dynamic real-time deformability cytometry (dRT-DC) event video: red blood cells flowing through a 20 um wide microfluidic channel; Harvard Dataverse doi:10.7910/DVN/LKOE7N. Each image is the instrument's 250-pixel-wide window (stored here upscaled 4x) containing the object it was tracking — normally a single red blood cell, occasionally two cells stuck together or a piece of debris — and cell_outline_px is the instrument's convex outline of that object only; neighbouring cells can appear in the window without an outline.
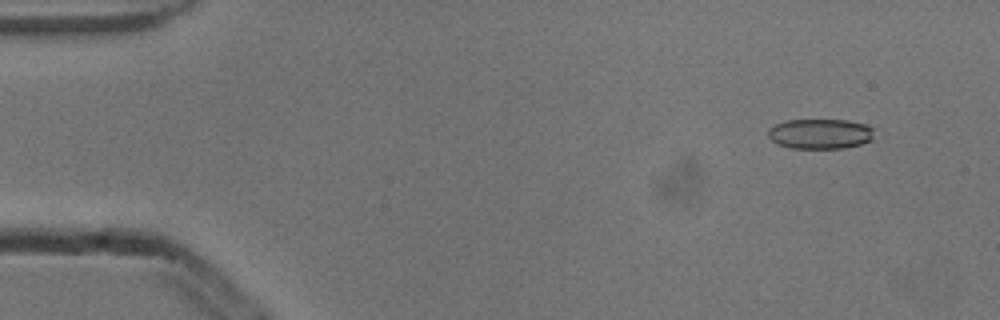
{"species": "common noctule bat (a hibernating species)", "species_latin": "Nyctalus noctula", "temperature_condition": "cold", "stored_images_in_passage": 53, "camera_frame_rate_fps": 3000, "um_per_image_px": 0.085, "animal": {"sex": "male", "body_mass_g": 13.3}, "frame": {"image": 1, "passage_image": 5, "time_ms": 1.333, "image_size_px": [1000, 320], "cell_outline_px": [[876, 128], [872, 140], [860, 144], [844, 148], [792, 148], [776, 144], [768, 136], [768, 128], [776, 124], [788, 120], [848, 120], [864, 124]], "centroid_in_image_um": [69.74, 11.37], "position_along_channel_um": 15.3, "area_um2": 18.73}}
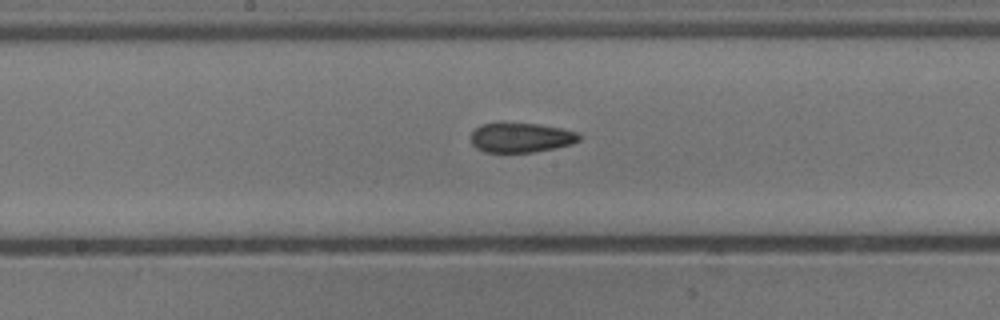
{"frame": {"image": 2, "passage_image": 28, "time_ms": 9.0, "image_size_px": [1000, 320], "cell_outline_px": [[580, 140], [572, 144], [532, 152], [484, 152], [476, 148], [472, 144], [472, 132], [480, 124], [536, 124], [560, 128], [576, 132], [580, 136]], "centroid_in_image_um": [44.27, 11.71], "position_along_channel_um": 203.9, "area_um2": 18.26}}
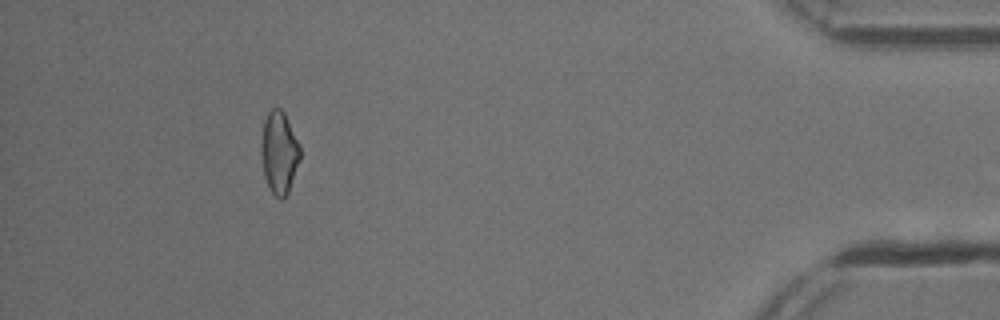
{"frame": {"image": 3, "passage_image": 49, "time_ms": 16.0, "image_size_px": [1000, 320], "cell_outline_px": [[300, 160], [288, 192], [280, 200], [268, 188], [264, 176], [260, 152], [260, 144], [264, 120], [268, 112], [272, 108], [280, 108], [284, 112], [300, 144]], "centroid_in_image_um": [23.72, 12.95], "position_along_channel_um": 411.5, "area_um2": 18.84}, "authors_computed_cell_mechanics": {"area_um2": 19.1318, "velocity_mm_per_s": 3.8645, "shape_relaxation_time_tau1_ms": null, "shape_relaxation_time_tau2_ms": 3.2808, "deformation_change_tau1": null, "deformation_change_tau2": 0.0989}}